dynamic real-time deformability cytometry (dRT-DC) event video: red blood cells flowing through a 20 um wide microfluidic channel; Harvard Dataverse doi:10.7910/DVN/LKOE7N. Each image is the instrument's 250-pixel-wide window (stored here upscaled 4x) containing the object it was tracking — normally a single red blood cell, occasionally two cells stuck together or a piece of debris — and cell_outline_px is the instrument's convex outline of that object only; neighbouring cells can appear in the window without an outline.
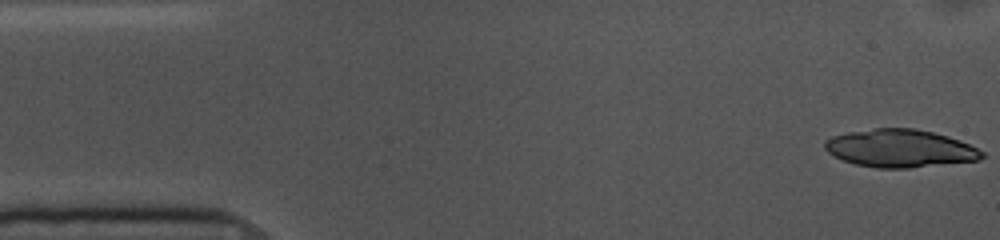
{"species": "common noctule bat (a hibernating species)", "species_latin": "Nyctalus noctula", "temperature_condition": "cold", "stored_images_in_passage": 53, "camera_frame_rate_fps": 3000, "um_per_image_px": 0.085, "animal": {"sex": "female", "body_mass_g": 10.0, "forearm_length_mm": 53.1}, "frame": {"image": 1, "passage_image": 1, "time_ms": 0.0, "image_size_px": [1000, 240], "cell_outline_px": [[984, 156], [980, 160], [908, 168], [876, 168], [856, 164], [844, 160], [828, 152], [824, 148], [824, 140], [832, 136], [848, 132], [876, 128], [916, 128], [948, 136], [960, 140], [984, 152]], "centroid_in_image_um": [76.5, 12.61], "position_along_channel_um": 8.5, "area_um2": 34.56}}
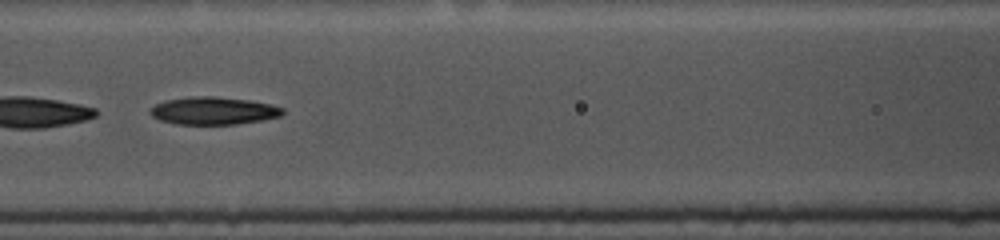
{"frame": {"image": 2, "passage_image": 22, "time_ms": 7.0, "image_size_px": [1000, 240], "cell_outline_px": [[284, 112], [280, 116], [260, 120], [236, 124], [176, 124], [160, 120], [152, 116], [148, 112], [156, 104], [164, 100], [192, 96], [216, 96], [248, 100], [268, 104], [284, 108]], "centroid_in_image_um": [18.11, 9.41], "position_along_channel_um": 148.5, "area_um2": 21.21}, "authors_computed_cell_mechanics": {"area_um2": 22.1952, "velocity_mm_per_s": 3.6225, "shape_relaxation_time_tau1_ms": 6.6396, "shape_relaxation_time_tau2_ms": null, "deformation_change_tau1": 0.1832, "deformation_change_tau2": null}}